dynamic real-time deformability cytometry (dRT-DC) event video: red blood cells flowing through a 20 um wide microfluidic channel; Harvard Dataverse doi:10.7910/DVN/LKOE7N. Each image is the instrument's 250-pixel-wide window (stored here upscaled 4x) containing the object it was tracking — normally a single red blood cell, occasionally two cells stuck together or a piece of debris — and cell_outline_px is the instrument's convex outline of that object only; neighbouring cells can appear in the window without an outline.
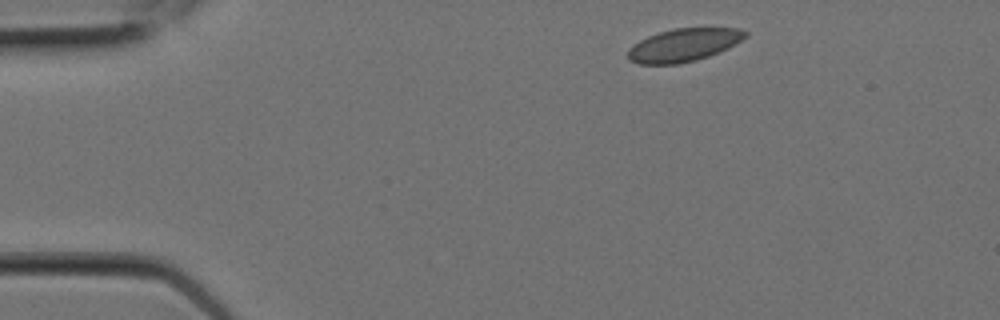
{"species": "Egyptian fruit bat (a non-hibernating species)", "species_latin": "Rousettus aegyptiacus", "temperature_condition": "room temperature", "stored_images_in_passage": 6, "camera_frame_rate_fps": 3000, "um_per_image_px": 0.085, "animal": {"sex": "female"}, "frame": {"image": 1, "passage_image": 1, "time_ms": 0.0, "image_size_px": [1000, 320], "cell_outline_px": [[748, 36], [736, 44], [720, 52], [696, 60], [676, 64], [640, 64], [628, 60], [628, 48], [640, 40], [648, 36], [672, 28], [740, 28], [748, 32]], "centroid_in_image_um": [58.13, 3.82], "position_along_channel_um": 26.9, "area_um2": 22.66}}
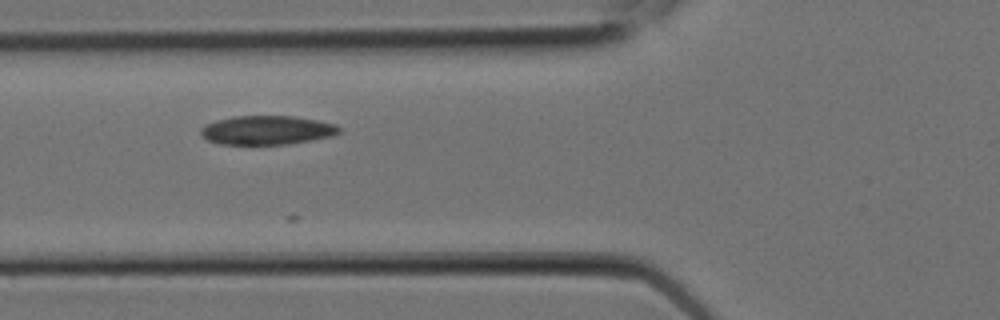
{"frame": {"image": 2, "passage_image": 5, "time_ms": 1.333, "image_size_px": [1000, 320], "cell_outline_px": [[340, 132], [332, 136], [312, 140], [288, 144], [216, 144], [208, 140], [200, 132], [200, 128], [204, 124], [216, 120], [236, 116], [292, 116], [316, 120], [336, 124], [340, 128]], "centroid_in_image_um": [22.67, 11.06], "position_along_channel_um": 103.1, "area_um2": 23.35}}